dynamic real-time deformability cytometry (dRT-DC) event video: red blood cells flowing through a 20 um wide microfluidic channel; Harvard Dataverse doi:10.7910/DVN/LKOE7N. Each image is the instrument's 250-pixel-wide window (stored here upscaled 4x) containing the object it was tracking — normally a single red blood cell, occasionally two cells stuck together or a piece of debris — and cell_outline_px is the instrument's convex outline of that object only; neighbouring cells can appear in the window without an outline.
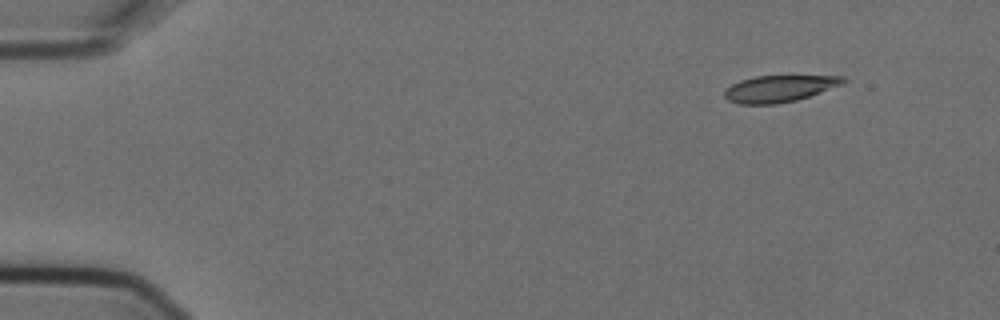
{"species": "Egyptian fruit bat (a non-hibernating species)", "species_latin": "Rousettus aegyptiacus", "temperature_condition": "cold", "stored_images_in_passage": 5, "camera_frame_rate_fps": 3000, "um_per_image_px": 0.085, "animal": {"sex": "female"}, "frame": {"image": 1, "passage_image": 1, "time_ms": 0.0, "image_size_px": [1000, 320], "cell_outline_px": [[848, 80], [844, 84], [796, 100], [776, 104], [740, 104], [728, 100], [724, 96], [724, 92], [732, 84], [740, 80], [752, 76], [792, 72], [844, 76]], "centroid_in_image_um": [66.34, 7.45], "position_along_channel_um": 18.7, "area_um2": 19.71}}
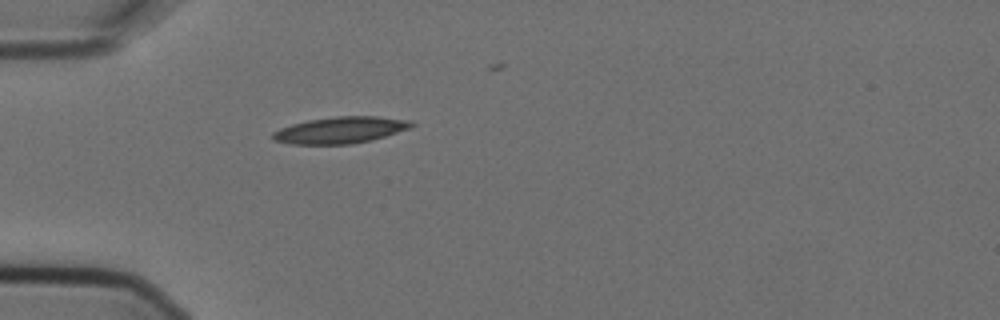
{"frame": {"image": 2, "passage_image": 4, "time_ms": 1.0, "image_size_px": [1000, 320], "cell_outline_px": [[416, 124], [408, 128], [372, 140], [348, 144], [288, 144], [272, 140], [272, 132], [280, 128], [292, 124], [308, 120], [336, 116], [376, 116], [412, 120]], "centroid_in_image_um": [28.9, 11.05], "position_along_channel_um": 56.1, "area_um2": 21.44}}